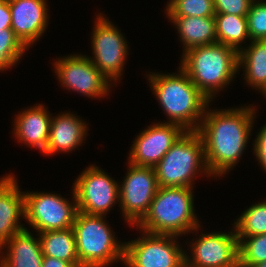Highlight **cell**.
<instances>
[{"label":"cell","instance_id":"obj_31","mask_svg":"<svg viewBox=\"0 0 266 267\" xmlns=\"http://www.w3.org/2000/svg\"><path fill=\"white\" fill-rule=\"evenodd\" d=\"M11 28L9 0H0V29Z\"/></svg>","mask_w":266,"mask_h":267},{"label":"cell","instance_id":"obj_29","mask_svg":"<svg viewBox=\"0 0 266 267\" xmlns=\"http://www.w3.org/2000/svg\"><path fill=\"white\" fill-rule=\"evenodd\" d=\"M216 14L247 16L253 0H213Z\"/></svg>","mask_w":266,"mask_h":267},{"label":"cell","instance_id":"obj_20","mask_svg":"<svg viewBox=\"0 0 266 267\" xmlns=\"http://www.w3.org/2000/svg\"><path fill=\"white\" fill-rule=\"evenodd\" d=\"M173 23L183 44V53L188 49L217 43L214 16H166Z\"/></svg>","mask_w":266,"mask_h":267},{"label":"cell","instance_id":"obj_34","mask_svg":"<svg viewBox=\"0 0 266 267\" xmlns=\"http://www.w3.org/2000/svg\"><path fill=\"white\" fill-rule=\"evenodd\" d=\"M176 0H170V1H168L167 2V6H165V10L173 3V2H175Z\"/></svg>","mask_w":266,"mask_h":267},{"label":"cell","instance_id":"obj_14","mask_svg":"<svg viewBox=\"0 0 266 267\" xmlns=\"http://www.w3.org/2000/svg\"><path fill=\"white\" fill-rule=\"evenodd\" d=\"M185 132L181 126L166 121L152 123L132 141L128 162L154 168Z\"/></svg>","mask_w":266,"mask_h":267},{"label":"cell","instance_id":"obj_27","mask_svg":"<svg viewBox=\"0 0 266 267\" xmlns=\"http://www.w3.org/2000/svg\"><path fill=\"white\" fill-rule=\"evenodd\" d=\"M165 11L166 16L207 17L216 14L213 0H176Z\"/></svg>","mask_w":266,"mask_h":267},{"label":"cell","instance_id":"obj_6","mask_svg":"<svg viewBox=\"0 0 266 267\" xmlns=\"http://www.w3.org/2000/svg\"><path fill=\"white\" fill-rule=\"evenodd\" d=\"M154 170L159 187L193 188L194 179L199 173L211 176L199 133L186 131L156 164Z\"/></svg>","mask_w":266,"mask_h":267},{"label":"cell","instance_id":"obj_21","mask_svg":"<svg viewBox=\"0 0 266 267\" xmlns=\"http://www.w3.org/2000/svg\"><path fill=\"white\" fill-rule=\"evenodd\" d=\"M238 52V71L252 89L262 91L266 86V40L250 41Z\"/></svg>","mask_w":266,"mask_h":267},{"label":"cell","instance_id":"obj_16","mask_svg":"<svg viewBox=\"0 0 266 267\" xmlns=\"http://www.w3.org/2000/svg\"><path fill=\"white\" fill-rule=\"evenodd\" d=\"M17 179L12 173L0 178V247L26 228L21 224L25 219L24 193Z\"/></svg>","mask_w":266,"mask_h":267},{"label":"cell","instance_id":"obj_13","mask_svg":"<svg viewBox=\"0 0 266 267\" xmlns=\"http://www.w3.org/2000/svg\"><path fill=\"white\" fill-rule=\"evenodd\" d=\"M230 232L201 233L190 241L191 254L185 251V267H239L238 238Z\"/></svg>","mask_w":266,"mask_h":267},{"label":"cell","instance_id":"obj_32","mask_svg":"<svg viewBox=\"0 0 266 267\" xmlns=\"http://www.w3.org/2000/svg\"><path fill=\"white\" fill-rule=\"evenodd\" d=\"M42 267H81V264H71L65 260L43 256Z\"/></svg>","mask_w":266,"mask_h":267},{"label":"cell","instance_id":"obj_1","mask_svg":"<svg viewBox=\"0 0 266 267\" xmlns=\"http://www.w3.org/2000/svg\"><path fill=\"white\" fill-rule=\"evenodd\" d=\"M249 105L220 110L207 106L197 132L204 143L205 162L211 177L226 175L241 160L258 110L256 105Z\"/></svg>","mask_w":266,"mask_h":267},{"label":"cell","instance_id":"obj_35","mask_svg":"<svg viewBox=\"0 0 266 267\" xmlns=\"http://www.w3.org/2000/svg\"><path fill=\"white\" fill-rule=\"evenodd\" d=\"M260 93H262V95L266 99V86L262 89V91Z\"/></svg>","mask_w":266,"mask_h":267},{"label":"cell","instance_id":"obj_28","mask_svg":"<svg viewBox=\"0 0 266 267\" xmlns=\"http://www.w3.org/2000/svg\"><path fill=\"white\" fill-rule=\"evenodd\" d=\"M246 17L250 41L266 40V1L253 0Z\"/></svg>","mask_w":266,"mask_h":267},{"label":"cell","instance_id":"obj_5","mask_svg":"<svg viewBox=\"0 0 266 267\" xmlns=\"http://www.w3.org/2000/svg\"><path fill=\"white\" fill-rule=\"evenodd\" d=\"M109 226L105 216L77 212L72 228L81 267H110L115 262L124 263L125 242L118 241Z\"/></svg>","mask_w":266,"mask_h":267},{"label":"cell","instance_id":"obj_7","mask_svg":"<svg viewBox=\"0 0 266 267\" xmlns=\"http://www.w3.org/2000/svg\"><path fill=\"white\" fill-rule=\"evenodd\" d=\"M91 35L92 58L97 69L112 83L120 81L128 58V47L124 34L102 13L96 14ZM108 18V19H107ZM128 43V44H127Z\"/></svg>","mask_w":266,"mask_h":267},{"label":"cell","instance_id":"obj_11","mask_svg":"<svg viewBox=\"0 0 266 267\" xmlns=\"http://www.w3.org/2000/svg\"><path fill=\"white\" fill-rule=\"evenodd\" d=\"M127 163L126 176L122 183H119L118 207L125 222L134 228L147 214L159 184L153 167Z\"/></svg>","mask_w":266,"mask_h":267},{"label":"cell","instance_id":"obj_33","mask_svg":"<svg viewBox=\"0 0 266 267\" xmlns=\"http://www.w3.org/2000/svg\"><path fill=\"white\" fill-rule=\"evenodd\" d=\"M251 267H266V261L261 262V263H257V264H253Z\"/></svg>","mask_w":266,"mask_h":267},{"label":"cell","instance_id":"obj_22","mask_svg":"<svg viewBox=\"0 0 266 267\" xmlns=\"http://www.w3.org/2000/svg\"><path fill=\"white\" fill-rule=\"evenodd\" d=\"M43 256L80 264L76 250V238L72 227L38 233Z\"/></svg>","mask_w":266,"mask_h":267},{"label":"cell","instance_id":"obj_15","mask_svg":"<svg viewBox=\"0 0 266 267\" xmlns=\"http://www.w3.org/2000/svg\"><path fill=\"white\" fill-rule=\"evenodd\" d=\"M11 29L21 43L30 49L45 33L48 23L47 0H9Z\"/></svg>","mask_w":266,"mask_h":267},{"label":"cell","instance_id":"obj_2","mask_svg":"<svg viewBox=\"0 0 266 267\" xmlns=\"http://www.w3.org/2000/svg\"><path fill=\"white\" fill-rule=\"evenodd\" d=\"M177 71L171 74L149 72L146 76L168 118L167 123L179 125L185 131H197L211 102L180 66Z\"/></svg>","mask_w":266,"mask_h":267},{"label":"cell","instance_id":"obj_4","mask_svg":"<svg viewBox=\"0 0 266 267\" xmlns=\"http://www.w3.org/2000/svg\"><path fill=\"white\" fill-rule=\"evenodd\" d=\"M181 55L180 67L210 102L240 73L238 52L220 43L197 46Z\"/></svg>","mask_w":266,"mask_h":267},{"label":"cell","instance_id":"obj_26","mask_svg":"<svg viewBox=\"0 0 266 267\" xmlns=\"http://www.w3.org/2000/svg\"><path fill=\"white\" fill-rule=\"evenodd\" d=\"M27 50L11 28L0 29V72L17 65Z\"/></svg>","mask_w":266,"mask_h":267},{"label":"cell","instance_id":"obj_12","mask_svg":"<svg viewBox=\"0 0 266 267\" xmlns=\"http://www.w3.org/2000/svg\"><path fill=\"white\" fill-rule=\"evenodd\" d=\"M54 72L66 90L77 92L90 98L107 97L112 83L97 69L89 56L76 54L59 57L54 60Z\"/></svg>","mask_w":266,"mask_h":267},{"label":"cell","instance_id":"obj_30","mask_svg":"<svg viewBox=\"0 0 266 267\" xmlns=\"http://www.w3.org/2000/svg\"><path fill=\"white\" fill-rule=\"evenodd\" d=\"M254 155L258 161V164L262 166L266 173V123L263 127L260 128V131L257 132L255 141L252 144Z\"/></svg>","mask_w":266,"mask_h":267},{"label":"cell","instance_id":"obj_8","mask_svg":"<svg viewBox=\"0 0 266 267\" xmlns=\"http://www.w3.org/2000/svg\"><path fill=\"white\" fill-rule=\"evenodd\" d=\"M141 232V237L125 242V267H185L178 236Z\"/></svg>","mask_w":266,"mask_h":267},{"label":"cell","instance_id":"obj_17","mask_svg":"<svg viewBox=\"0 0 266 267\" xmlns=\"http://www.w3.org/2000/svg\"><path fill=\"white\" fill-rule=\"evenodd\" d=\"M62 112L52 116L49 131V140L44 155H53L58 152L69 153L85 143L88 135V124L74 113Z\"/></svg>","mask_w":266,"mask_h":267},{"label":"cell","instance_id":"obj_25","mask_svg":"<svg viewBox=\"0 0 266 267\" xmlns=\"http://www.w3.org/2000/svg\"><path fill=\"white\" fill-rule=\"evenodd\" d=\"M239 267H251L266 261V233L254 236H237Z\"/></svg>","mask_w":266,"mask_h":267},{"label":"cell","instance_id":"obj_24","mask_svg":"<svg viewBox=\"0 0 266 267\" xmlns=\"http://www.w3.org/2000/svg\"><path fill=\"white\" fill-rule=\"evenodd\" d=\"M236 236H254L266 233V200L245 209L232 224Z\"/></svg>","mask_w":266,"mask_h":267},{"label":"cell","instance_id":"obj_10","mask_svg":"<svg viewBox=\"0 0 266 267\" xmlns=\"http://www.w3.org/2000/svg\"><path fill=\"white\" fill-rule=\"evenodd\" d=\"M72 188L83 214L106 216L119 203V182L94 164L79 174Z\"/></svg>","mask_w":266,"mask_h":267},{"label":"cell","instance_id":"obj_9","mask_svg":"<svg viewBox=\"0 0 266 267\" xmlns=\"http://www.w3.org/2000/svg\"><path fill=\"white\" fill-rule=\"evenodd\" d=\"M25 220L37 233L73 227L78 212L72 188V201L60 194L49 192H24Z\"/></svg>","mask_w":266,"mask_h":267},{"label":"cell","instance_id":"obj_18","mask_svg":"<svg viewBox=\"0 0 266 267\" xmlns=\"http://www.w3.org/2000/svg\"><path fill=\"white\" fill-rule=\"evenodd\" d=\"M13 132L17 142L44 153L49 140L52 113L44 104H36L15 115Z\"/></svg>","mask_w":266,"mask_h":267},{"label":"cell","instance_id":"obj_3","mask_svg":"<svg viewBox=\"0 0 266 267\" xmlns=\"http://www.w3.org/2000/svg\"><path fill=\"white\" fill-rule=\"evenodd\" d=\"M194 188L159 187L150 208L136 229L151 234L181 237L200 230L194 208Z\"/></svg>","mask_w":266,"mask_h":267},{"label":"cell","instance_id":"obj_19","mask_svg":"<svg viewBox=\"0 0 266 267\" xmlns=\"http://www.w3.org/2000/svg\"><path fill=\"white\" fill-rule=\"evenodd\" d=\"M37 236L27 227L13 235L0 247V267H42L43 253Z\"/></svg>","mask_w":266,"mask_h":267},{"label":"cell","instance_id":"obj_23","mask_svg":"<svg viewBox=\"0 0 266 267\" xmlns=\"http://www.w3.org/2000/svg\"><path fill=\"white\" fill-rule=\"evenodd\" d=\"M214 18L217 43L239 52L243 48L242 45L246 43L245 40L250 41L246 16L215 14Z\"/></svg>","mask_w":266,"mask_h":267}]
</instances>
